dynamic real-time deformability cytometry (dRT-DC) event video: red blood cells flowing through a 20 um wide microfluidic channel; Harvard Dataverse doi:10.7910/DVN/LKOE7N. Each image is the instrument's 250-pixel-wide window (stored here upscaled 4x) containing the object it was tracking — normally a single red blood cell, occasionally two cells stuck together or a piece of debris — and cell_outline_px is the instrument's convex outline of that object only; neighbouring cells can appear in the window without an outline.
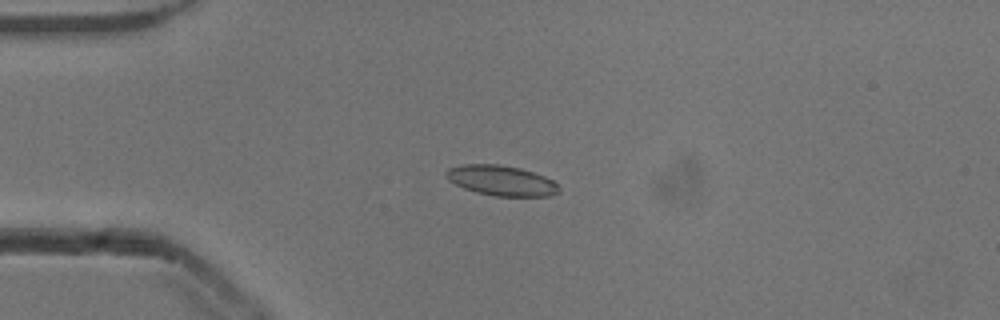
{"species": "common noctule bat (a hibernating species)", "species_latin": "Nyctalus noctula", "temperature_condition": "cold", "stored_images_in_passage": 45, "camera_frame_rate_fps": 3000, "um_per_image_px": 0.085, "animal": {"sex": "male", "body_mass_g": 13.3}, "frame": {"image": 1, "passage_image": 5, "time_ms": 1.333, "image_size_px": [1000, 320], "cell_outline_px": [[560, 192], [552, 196], [492, 196], [476, 192], [464, 188], [448, 180], [444, 176], [444, 172], [448, 168], [464, 164], [500, 164], [520, 168], [544, 176], [552, 180], [560, 188]], "centroid_in_image_um": [42.6, 15.35], "position_along_channel_um": 42.4, "area_um2": 20.0}}
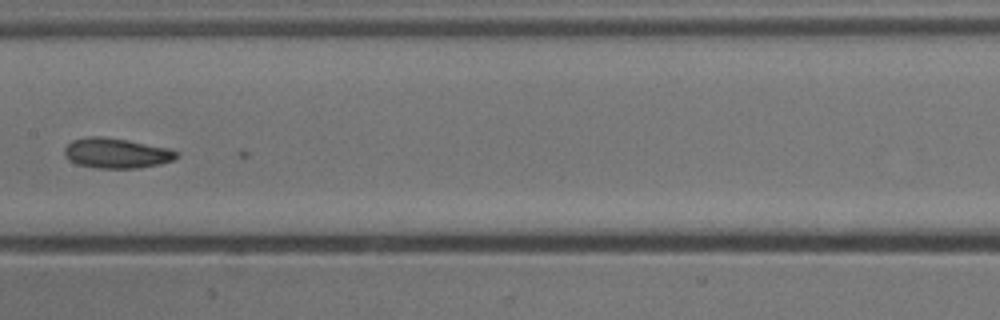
{"frame": {"image": 2, "passage_image": 19, "time_ms": 6.0, "image_size_px": [1000, 320], "cell_outline_px": [[180, 156], [172, 160], [160, 164], [140, 168], [96, 168], [76, 164], [68, 160], [64, 156], [64, 148], [72, 140], [88, 136], [100, 136], [128, 140], [168, 148], [180, 152]], "centroid_in_image_um": [9.89, 13.02], "position_along_channel_um": 197.5, "area_um2": 19.88}}
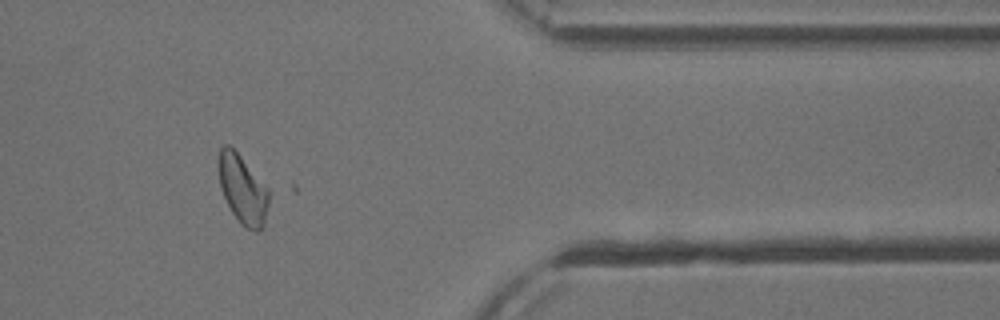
{"frame": {"image": 3, "passage_image": 36, "time_ms": 11.667, "image_size_px": [1000, 320], "cell_outline_px": [[272, 192], [264, 224], [260, 232], [256, 232], [244, 228], [240, 224], [232, 212], [220, 188], [216, 164], [216, 160], [220, 148], [224, 144], [228, 144], [240, 156]], "centroid_in_image_um": [20.63, 16.11], "position_along_channel_um": 390.8, "area_um2": 20.75}}